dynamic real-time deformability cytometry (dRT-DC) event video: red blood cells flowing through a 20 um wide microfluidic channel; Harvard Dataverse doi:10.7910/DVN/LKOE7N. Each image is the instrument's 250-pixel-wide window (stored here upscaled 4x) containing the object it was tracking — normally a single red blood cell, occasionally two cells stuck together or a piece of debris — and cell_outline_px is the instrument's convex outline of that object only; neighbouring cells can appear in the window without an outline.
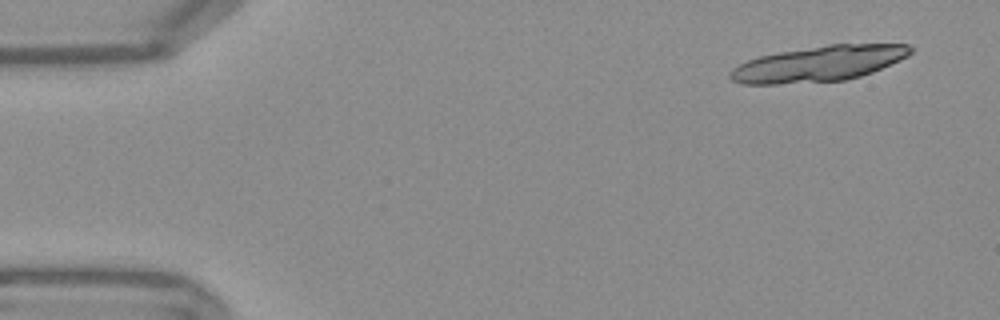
{"species": "Egyptian fruit bat (a non-hibernating species)", "species_latin": "Rousettus aegyptiacus", "temperature_condition": "warm", "stored_images_in_passage": 16, "camera_frame_rate_fps": 3000, "um_per_image_px": 0.085, "frame": {"image": 1, "passage_image": 1, "time_ms": 0.0, "image_size_px": [1000, 320], "cell_outline_px": [[916, 48], [908, 56], [900, 60], [872, 72], [860, 76], [844, 80], [776, 84], [740, 84], [732, 80], [728, 76], [728, 72], [732, 68], [748, 60], [760, 56], [780, 52], [828, 44], [908, 44]], "centroid_in_image_um": [69.6, 5.41], "position_along_channel_um": 15.4, "area_um2": 37.28}}